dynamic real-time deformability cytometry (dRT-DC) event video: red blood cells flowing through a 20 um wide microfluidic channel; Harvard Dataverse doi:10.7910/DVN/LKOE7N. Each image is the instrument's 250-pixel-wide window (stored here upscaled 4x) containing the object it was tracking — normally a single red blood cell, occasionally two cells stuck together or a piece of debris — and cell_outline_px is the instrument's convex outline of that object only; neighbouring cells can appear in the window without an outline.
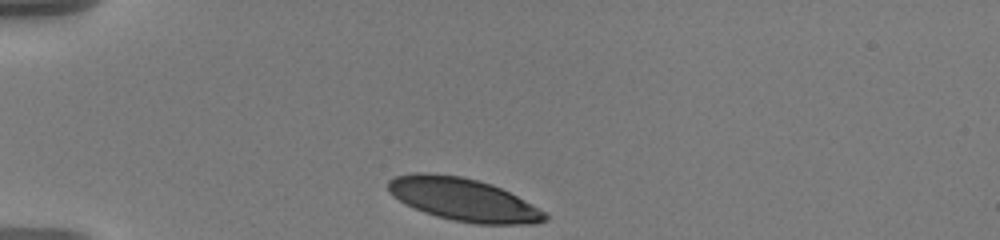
{"species": "human", "species_latin": "Homo sapiens", "temperature_condition": "warm", "stored_images_in_passage": 36, "camera_frame_rate_fps": 3000, "um_per_image_px": 0.085, "donor": {"sex": "male"}, "frame": {"image": 1, "passage_image": 1, "time_ms": 0.0, "image_size_px": [1000, 240], "cell_outline_px": [[548, 220], [536, 224], [476, 224], [452, 220], [436, 216], [424, 212], [392, 196], [388, 192], [388, 180], [396, 176], [416, 172], [428, 172], [460, 176], [492, 184], [548, 212]], "centroid_in_image_um": [39.41, 16.97], "position_along_channel_um": 45.6, "area_um2": 39.07}}
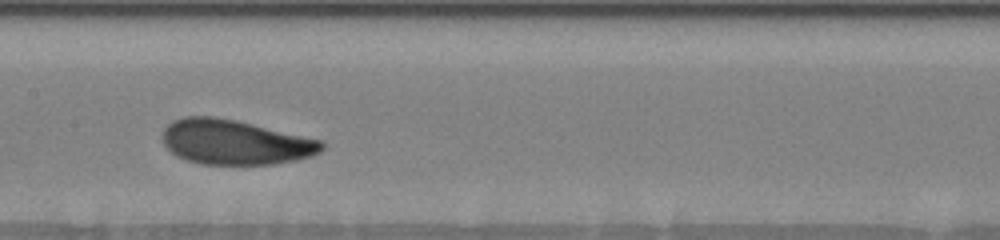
{"frame": {"image": 2, "passage_image": 16, "time_ms": 5.0, "image_size_px": [1000, 240], "cell_outline_px": [[324, 148], [320, 152], [312, 156], [296, 160], [272, 164], [200, 164], [176, 156], [164, 144], [164, 128], [172, 120], [184, 116], [212, 116], [236, 120], [324, 140]], "centroid_in_image_um": [20.01, 12.08], "position_along_channel_um": 187.4, "area_um2": 41.67}}
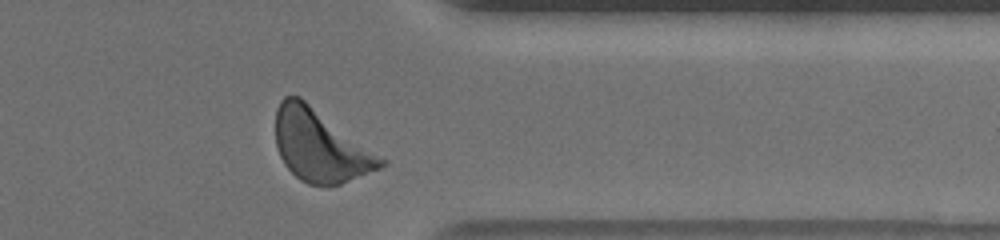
{"frame": {"image": 3, "passage_image": 33, "time_ms": 10.667, "image_size_px": [1000, 240], "cell_outline_px": [[388, 164], [380, 168], [340, 184], [308, 184], [300, 180], [284, 164], [280, 156], [276, 144], [276, 108], [280, 100], [284, 96], [300, 96], [388, 160]], "centroid_in_image_um": [27.23, 12.37], "position_along_channel_um": 384.2, "area_um2": 44.04}, "authors_computed_cell_mechanics": {"area_um2": 41.327, "velocity_mm_per_s": 3.5428, "shape_relaxation_time_tau1_ms": 2.3964, "shape_relaxation_time_tau2_ms": 6.755, "deformation_change_tau1": 0.1377, "deformation_change_tau2": 0.145}}